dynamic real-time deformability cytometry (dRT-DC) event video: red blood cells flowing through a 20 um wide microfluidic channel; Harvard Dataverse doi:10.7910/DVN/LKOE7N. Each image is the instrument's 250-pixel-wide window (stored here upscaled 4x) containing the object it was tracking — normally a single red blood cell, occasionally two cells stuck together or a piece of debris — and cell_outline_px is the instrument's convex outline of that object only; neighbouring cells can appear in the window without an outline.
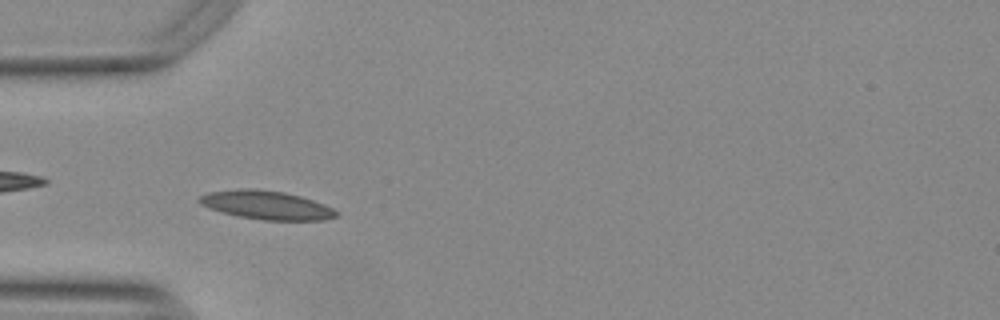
{"species": "Egyptian fruit bat (a non-hibernating species)", "species_latin": "Rousettus aegyptiacus", "temperature_condition": "warm", "stored_images_in_passage": 40, "camera_frame_rate_fps": 3000, "um_per_image_px": 0.085, "animal": {"sex": "female"}, "frame": {"image": 1, "passage_image": 7, "time_ms": 2.0, "image_size_px": [1000, 320], "cell_outline_px": [[340, 212], [336, 216], [324, 220], [264, 220], [240, 216], [220, 212], [208, 208], [200, 204], [196, 200], [200, 196], [208, 192], [240, 188], [248, 188], [284, 192], [300, 196], [324, 204]], "centroid_in_image_um": [22.62, 17.43], "position_along_channel_um": 62.4, "area_um2": 22.83}}
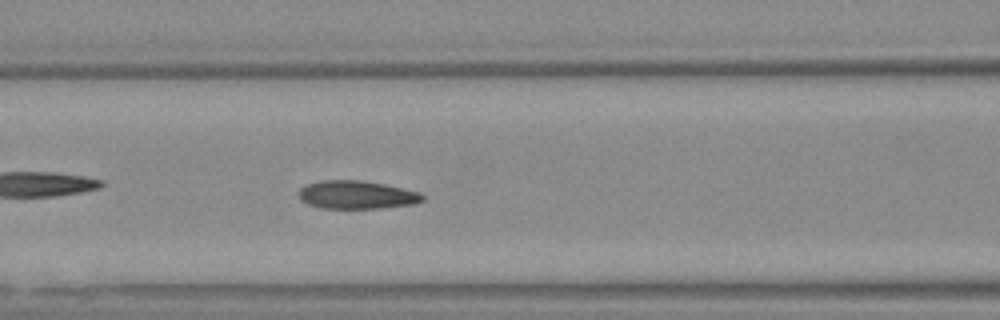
{"frame": {"image": 2, "passage_image": 13, "time_ms": 4.0, "image_size_px": [1000, 320], "cell_outline_px": [[424, 200], [416, 204], [380, 208], [320, 208], [308, 204], [300, 200], [300, 188], [308, 184], [320, 180], [364, 180], [384, 184], [420, 192], [424, 196]], "centroid_in_image_um": [30.34, 16.56], "position_along_channel_um": 136.3, "area_um2": 20.4}}
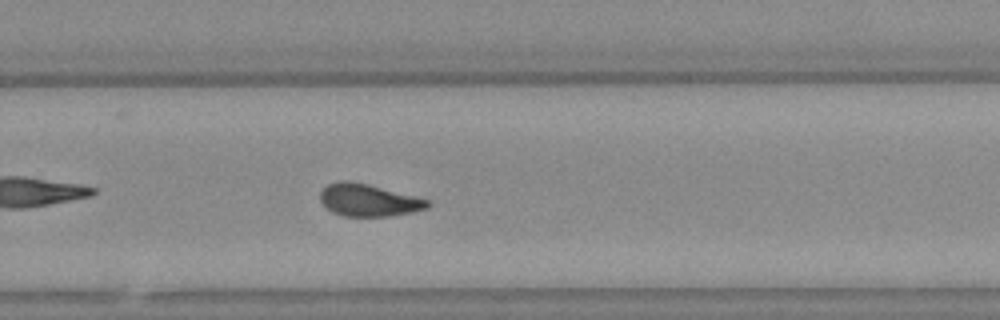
{"frame": {"image": 3, "passage_image": 26, "time_ms": 8.333, "image_size_px": [1000, 320], "cell_outline_px": [[432, 204], [428, 208], [412, 212], [392, 216], [344, 216], [332, 212], [320, 200], [320, 192], [328, 184], [344, 180], [368, 184], [428, 200]], "centroid_in_image_um": [31.33, 17.02], "position_along_channel_um": 298.5, "area_um2": 19.94}, "authors_computed_cell_mechanics": {"area_um2": 20.7502, "velocity_mm_per_s": 3.7631, "shape_relaxation_time_tau1_ms": 3.9271, "shape_relaxation_time_tau2_ms": 1.6072, "deformation_change_tau1": 0.1678, "deformation_change_tau2": 0.064}}